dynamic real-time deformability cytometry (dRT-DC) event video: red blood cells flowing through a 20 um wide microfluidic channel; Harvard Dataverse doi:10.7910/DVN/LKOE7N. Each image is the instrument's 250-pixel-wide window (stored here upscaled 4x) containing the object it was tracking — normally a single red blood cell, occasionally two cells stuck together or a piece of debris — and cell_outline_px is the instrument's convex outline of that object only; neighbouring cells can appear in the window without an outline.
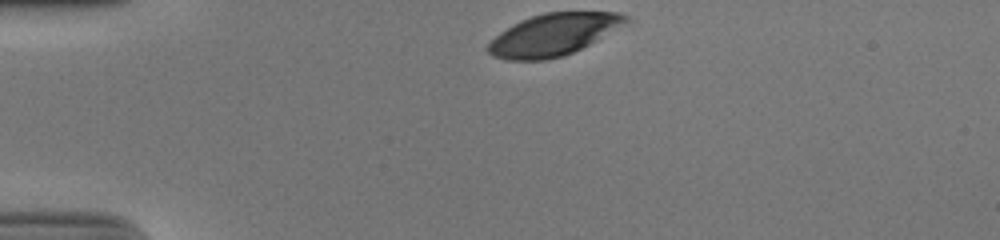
{"species": "human", "species_latin": "Homo sapiens", "temperature_condition": "cold", "stored_images_in_passage": 33, "camera_frame_rate_fps": 3000, "um_per_image_px": 0.085, "donor": {"sex": "male"}, "frame": {"image": 1, "passage_image": 1, "time_ms": 0.0, "image_size_px": [1000, 240], "cell_outline_px": [[628, 20], [588, 44], [564, 56], [544, 60], [504, 60], [492, 56], [484, 48], [500, 32], [520, 20], [544, 12], [620, 12], [628, 16]], "centroid_in_image_um": [46.94, 2.95], "position_along_channel_um": 38.1, "area_um2": 33.12}}
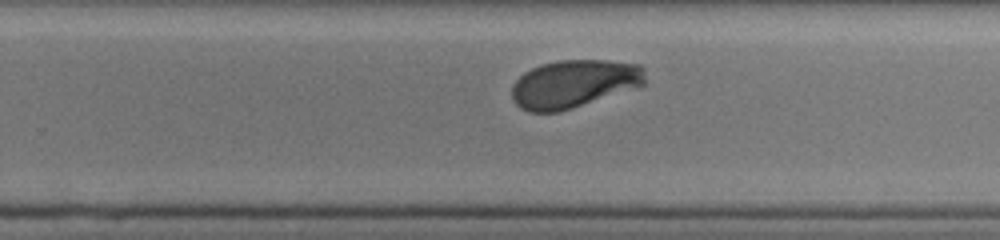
{"frame": {"image": 2, "passage_image": 24, "time_ms": 7.667, "image_size_px": [1000, 240], "cell_outline_px": [[644, 84], [560, 112], [528, 112], [520, 108], [512, 100], [512, 84], [524, 72], [540, 64], [556, 60], [608, 60], [640, 64], [644, 68]], "centroid_in_image_um": [48.73, 7.11], "position_along_channel_um": 281.1, "area_um2": 37.17}}
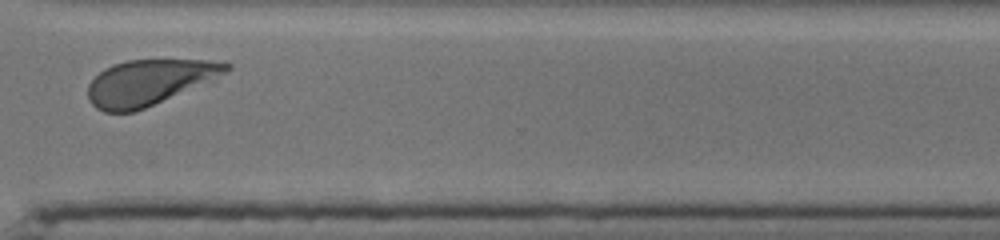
{"frame": {"image": 3, "passage_image": 30, "time_ms": 9.667, "image_size_px": [1000, 240], "cell_outline_px": [[232, 68], [224, 72], [136, 112], [104, 112], [96, 108], [88, 100], [88, 84], [104, 68], [112, 64], [128, 60], [208, 60], [232, 64]], "centroid_in_image_um": [12.55, 7.0], "position_along_channel_um": 358.1, "area_um2": 35.6}, "authors_computed_cell_mechanics": {"area_um2": 37.859, "velocity_mm_per_s": 3.8085, "shape_relaxation_time_tau1_ms": 3.0841, "shape_relaxation_time_tau2_ms": null, "deformation_change_tau1": 0.1588, "deformation_change_tau2": null}}